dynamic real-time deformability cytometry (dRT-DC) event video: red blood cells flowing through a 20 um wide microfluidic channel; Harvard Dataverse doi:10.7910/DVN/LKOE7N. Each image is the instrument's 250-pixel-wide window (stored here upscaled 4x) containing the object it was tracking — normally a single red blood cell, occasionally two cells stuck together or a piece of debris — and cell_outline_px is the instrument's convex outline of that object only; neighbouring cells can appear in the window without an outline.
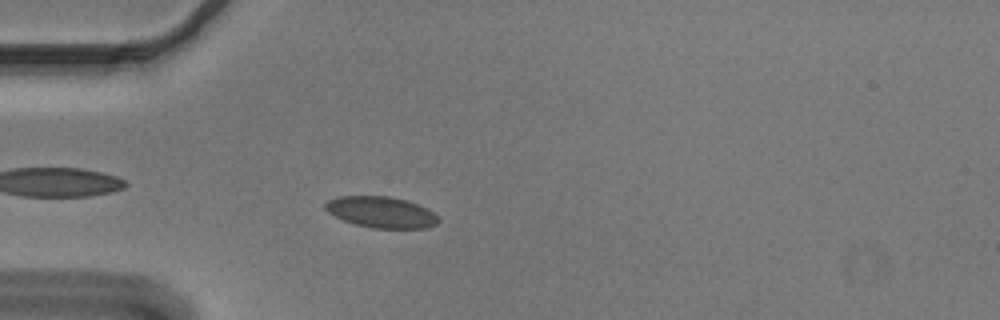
{"species": "Egyptian fruit bat (a non-hibernating species)", "species_latin": "Rousettus aegyptiacus", "temperature_condition": "cold", "stored_images_in_passage": 45, "camera_frame_rate_fps": 3000, "um_per_image_px": 0.085, "animal": {"sex": "male"}, "frame": {"image": 1, "passage_image": 6, "time_ms": 1.667, "image_size_px": [1000, 320], "cell_outline_px": [[440, 220], [436, 224], [428, 228], [372, 228], [356, 224], [344, 220], [328, 212], [324, 208], [324, 204], [328, 200], [336, 196], [388, 196], [408, 200], [428, 208]], "centroid_in_image_um": [32.41, 18.02], "position_along_channel_um": 52.6, "area_um2": 20.58}}
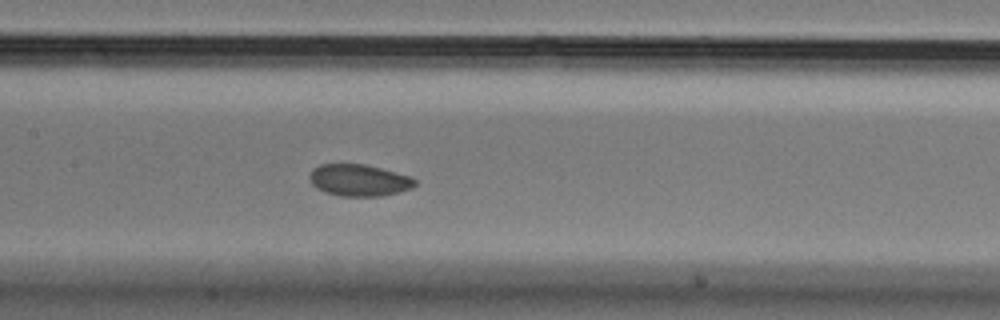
{"frame": {"image": 2, "passage_image": 17, "time_ms": 5.333, "image_size_px": [1000, 320], "cell_outline_px": [[416, 184], [412, 188], [380, 196], [340, 196], [324, 192], [316, 188], [312, 184], [308, 176], [312, 168], [320, 164], [364, 164], [412, 176], [416, 180]], "centroid_in_image_um": [30.49, 15.31], "position_along_channel_um": 176.9, "area_um2": 19.59}}
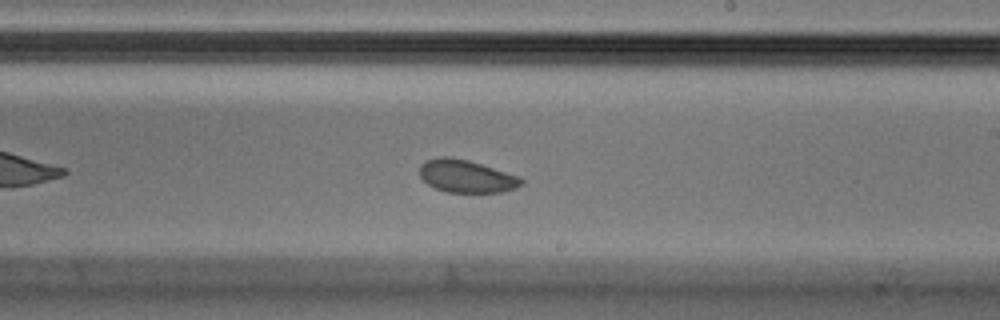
{"frame": {"image": 3, "passage_image": 23, "time_ms": 7.333, "image_size_px": [1000, 320], "cell_outline_px": [[524, 184], [516, 188], [500, 192], [448, 192], [436, 188], [428, 184], [420, 176], [420, 164], [424, 160], [440, 156], [448, 156], [468, 160], [520, 176], [524, 180]], "centroid_in_image_um": [39.65, 14.97], "position_along_channel_um": 249.4, "area_um2": 19.42}, "authors_computed_cell_mechanics": {"area_um2": 20.5768, "velocity_mm_per_s": 3.6393, "shape_relaxation_time_tau1_ms": 4.3611, "shape_relaxation_time_tau2_ms": 1.4958, "deformation_change_tau1": 0.0755, "deformation_change_tau2": 0.0459}}